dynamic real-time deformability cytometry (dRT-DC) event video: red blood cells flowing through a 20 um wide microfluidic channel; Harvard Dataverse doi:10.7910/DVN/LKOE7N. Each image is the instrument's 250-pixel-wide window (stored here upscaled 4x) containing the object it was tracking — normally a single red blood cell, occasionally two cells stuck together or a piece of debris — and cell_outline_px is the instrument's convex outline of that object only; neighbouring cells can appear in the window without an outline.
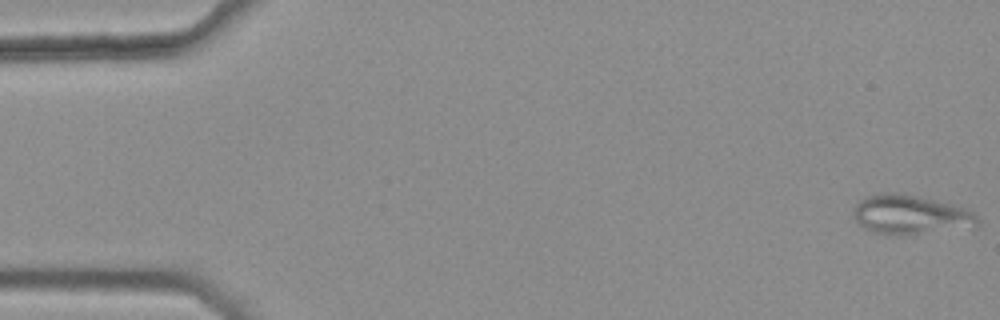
{"species": "common noctule bat (a hibernating species)", "species_latin": "Nyctalus noctula", "temperature_condition": "warm", "stored_images_in_passage": 46, "camera_frame_rate_fps": 3000, "um_per_image_px": 0.085, "animal": {"sex": "female", "body_mass_g": 25.1}, "frame": {"image": 1, "passage_image": 1, "time_ms": 0.0, "image_size_px": [1000, 320], "cell_outline_px": [[980, 224], [976, 228], [900, 236], [872, 232], [864, 228], [852, 216], [852, 212], [856, 204], [864, 196], [876, 192], [896, 192], [932, 200], [964, 208], [972, 212], [980, 220]], "centroid_in_image_um": [77.38, 18.28], "position_along_channel_um": 7.6, "area_um2": 28.9}}
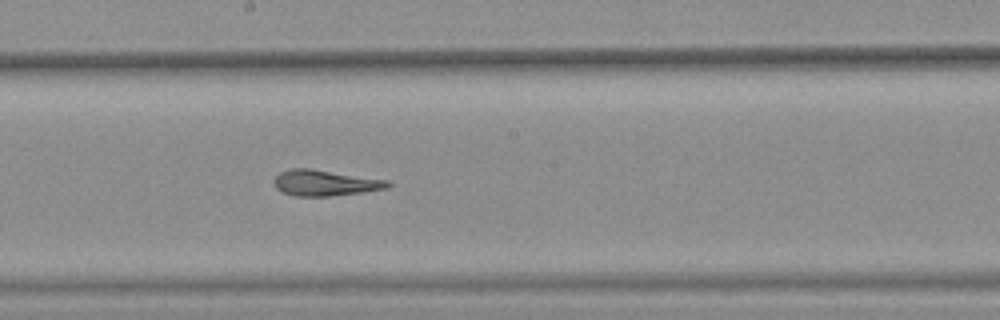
{"frame": {"image": 2, "passage_image": 29, "time_ms": 9.333, "image_size_px": [1000, 320], "cell_outline_px": [[392, 184], [388, 188], [364, 192], [328, 196], [296, 196], [284, 192], [276, 188], [272, 180], [280, 172], [292, 168], [312, 168], [388, 180]], "centroid_in_image_um": [27.64, 15.54], "position_along_channel_um": 220.6, "area_um2": 17.22}}
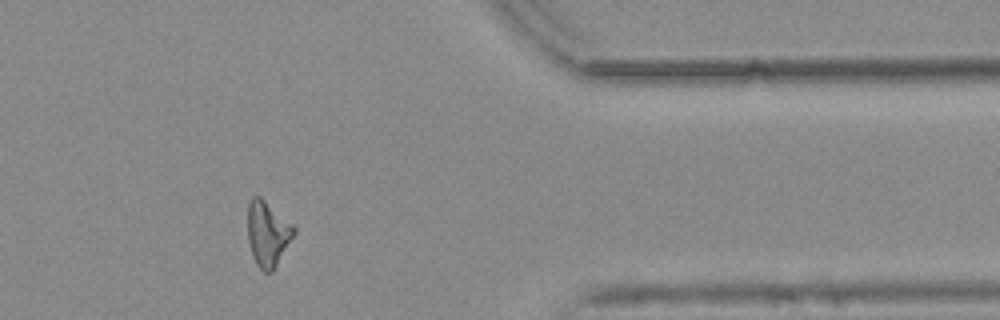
{"frame": {"image": 3, "passage_image": 44, "time_ms": 14.333, "image_size_px": [1000, 320], "cell_outline_px": [[296, 232], [272, 272], [264, 272], [256, 264], [252, 256], [248, 240], [248, 204], [252, 196], [260, 196], [296, 224]], "centroid_in_image_um": [22.78, 19.82], "position_along_channel_um": 388.6, "area_um2": 17.86}, "authors_computed_cell_mechanics": {"area_um2": 17.8313, "velocity_mm_per_s": 3.7731, "shape_relaxation_time_tau1_ms": null, "shape_relaxation_time_tau2_ms": 3.2163, "deformation_change_tau1": null, "deformation_change_tau2": 0.1044}}